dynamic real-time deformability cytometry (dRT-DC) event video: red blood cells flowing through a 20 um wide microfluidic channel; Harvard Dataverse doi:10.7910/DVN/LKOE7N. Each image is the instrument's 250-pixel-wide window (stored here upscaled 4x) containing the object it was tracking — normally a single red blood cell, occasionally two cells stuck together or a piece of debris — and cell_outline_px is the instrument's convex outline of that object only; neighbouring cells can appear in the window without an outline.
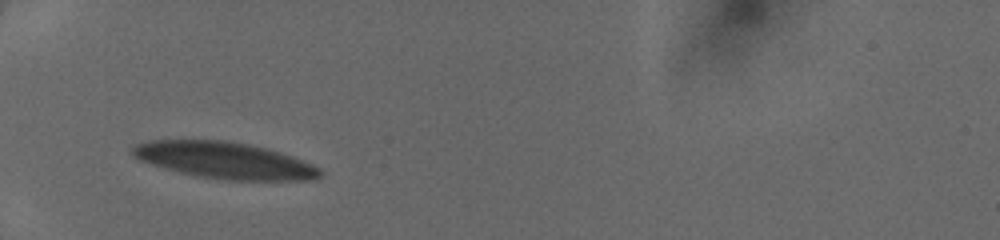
{"species": "human", "species_latin": "Homo sapiens", "temperature_condition": "cold", "stored_images_in_passage": 44, "camera_frame_rate_fps": 3000, "um_per_image_px": 0.085, "donor": {"sex": "female"}, "frame": {"image": 1, "passage_image": 1, "time_ms": 0.0, "image_size_px": [1000, 240], "cell_outline_px": [[324, 172], [320, 176], [312, 180], [228, 180], [200, 176], [180, 172], [164, 168], [140, 160], [132, 156], [132, 148], [136, 144], [148, 140], [224, 140], [248, 144], [268, 148], [292, 156], [312, 164], [320, 168]], "centroid_in_image_um": [19.1, 13.62], "position_along_channel_um": 65.9, "area_um2": 39.82}}
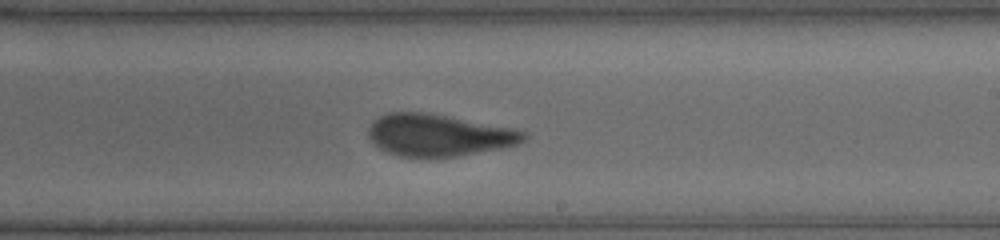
{"frame": {"image": 2, "passage_image": 23, "time_ms": 4.667, "image_size_px": [1000, 240], "cell_outline_px": [[528, 136], [520, 144], [500, 148], [456, 156], [428, 160], [400, 156], [388, 152], [380, 148], [368, 140], [368, 128], [372, 120], [388, 112], [424, 112], [448, 116], [516, 128], [528, 132]], "centroid_in_image_um": [37.27, 11.51], "position_along_channel_um": 251.7, "area_um2": 38.84}}
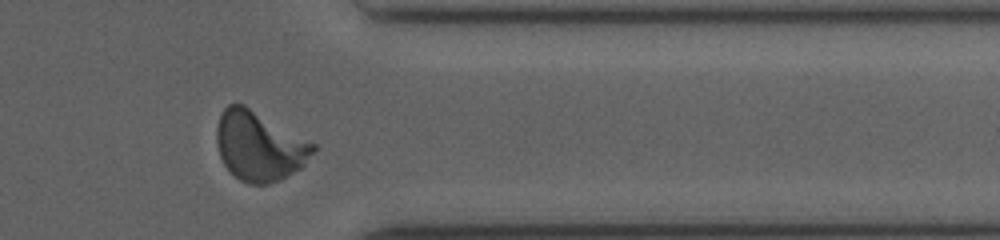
{"frame": {"image": 3, "passage_image": 39, "time_ms": 8.0, "image_size_px": [1000, 240], "cell_outline_px": [[316, 148], [304, 164], [300, 168], [280, 180], [268, 184], [248, 184], [240, 180], [224, 164], [220, 156], [216, 140], [216, 128], [220, 112], [228, 104], [244, 104], [316, 144]], "centroid_in_image_um": [22.02, 12.4], "position_along_channel_um": 389.4, "area_um2": 38.9}}